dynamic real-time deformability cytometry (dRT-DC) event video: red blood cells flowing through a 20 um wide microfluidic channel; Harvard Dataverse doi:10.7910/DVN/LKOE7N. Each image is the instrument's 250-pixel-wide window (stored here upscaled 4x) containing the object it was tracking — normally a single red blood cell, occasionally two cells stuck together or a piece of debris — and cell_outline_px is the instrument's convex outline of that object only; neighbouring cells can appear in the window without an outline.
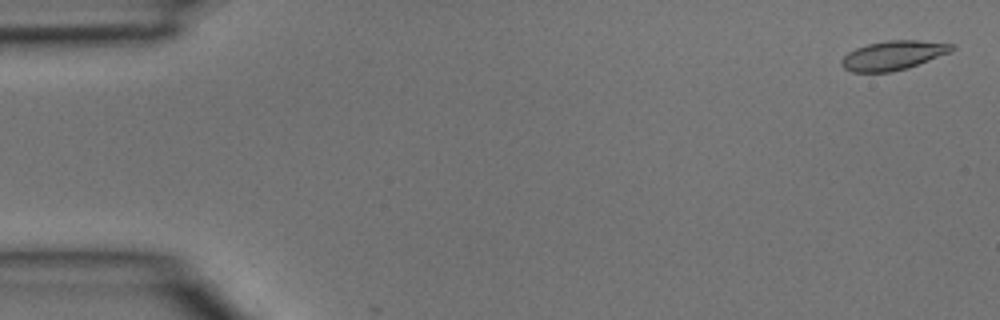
{"species": "common noctule bat (a hibernating species)", "species_latin": "Nyctalus noctula", "temperature_condition": "room temperature", "stored_images_in_passage": 3, "camera_frame_rate_fps": 3000, "um_per_image_px": 0.085, "animal": {"sex": "male", "body_mass_g": 15.6}, "frame": {"image": 1, "passage_image": 1, "time_ms": 0.0, "image_size_px": [1000, 320], "cell_outline_px": [[956, 48], [948, 52], [908, 68], [892, 72], [852, 72], [844, 68], [840, 64], [840, 60], [848, 52], [856, 48], [868, 44], [888, 40], [920, 40], [956, 44]], "centroid_in_image_um": [75.9, 4.7], "position_along_channel_um": 9.1, "area_um2": 18.73}}